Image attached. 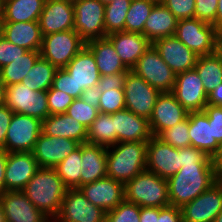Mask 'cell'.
<instances>
[{"label":"cell","mask_w":222,"mask_h":222,"mask_svg":"<svg viewBox=\"0 0 222 222\" xmlns=\"http://www.w3.org/2000/svg\"><path fill=\"white\" fill-rule=\"evenodd\" d=\"M140 207L125 199L111 211L106 212V222H140Z\"/></svg>","instance_id":"obj_41"},{"label":"cell","mask_w":222,"mask_h":222,"mask_svg":"<svg viewBox=\"0 0 222 222\" xmlns=\"http://www.w3.org/2000/svg\"><path fill=\"white\" fill-rule=\"evenodd\" d=\"M132 71L161 93L172 92L175 85V73L153 45L141 56Z\"/></svg>","instance_id":"obj_10"},{"label":"cell","mask_w":222,"mask_h":222,"mask_svg":"<svg viewBox=\"0 0 222 222\" xmlns=\"http://www.w3.org/2000/svg\"><path fill=\"white\" fill-rule=\"evenodd\" d=\"M218 180L215 163L184 165L168 181V198L171 206L181 208L193 201Z\"/></svg>","instance_id":"obj_1"},{"label":"cell","mask_w":222,"mask_h":222,"mask_svg":"<svg viewBox=\"0 0 222 222\" xmlns=\"http://www.w3.org/2000/svg\"><path fill=\"white\" fill-rule=\"evenodd\" d=\"M148 142H118L107 147V177L124 185L146 169ZM111 148V149H110Z\"/></svg>","instance_id":"obj_3"},{"label":"cell","mask_w":222,"mask_h":222,"mask_svg":"<svg viewBox=\"0 0 222 222\" xmlns=\"http://www.w3.org/2000/svg\"><path fill=\"white\" fill-rule=\"evenodd\" d=\"M189 114L188 117L175 124L170 129L162 131L157 137L166 144L171 145L174 148H184L191 146L189 137Z\"/></svg>","instance_id":"obj_40"},{"label":"cell","mask_w":222,"mask_h":222,"mask_svg":"<svg viewBox=\"0 0 222 222\" xmlns=\"http://www.w3.org/2000/svg\"><path fill=\"white\" fill-rule=\"evenodd\" d=\"M0 222H6V217H5V213L3 211V208L1 206V203H0Z\"/></svg>","instance_id":"obj_61"},{"label":"cell","mask_w":222,"mask_h":222,"mask_svg":"<svg viewBox=\"0 0 222 222\" xmlns=\"http://www.w3.org/2000/svg\"><path fill=\"white\" fill-rule=\"evenodd\" d=\"M219 50L222 52V33L219 35Z\"/></svg>","instance_id":"obj_66"},{"label":"cell","mask_w":222,"mask_h":222,"mask_svg":"<svg viewBox=\"0 0 222 222\" xmlns=\"http://www.w3.org/2000/svg\"><path fill=\"white\" fill-rule=\"evenodd\" d=\"M1 27H2V18L0 17V35H1Z\"/></svg>","instance_id":"obj_67"},{"label":"cell","mask_w":222,"mask_h":222,"mask_svg":"<svg viewBox=\"0 0 222 222\" xmlns=\"http://www.w3.org/2000/svg\"><path fill=\"white\" fill-rule=\"evenodd\" d=\"M87 143L110 147L117 144L114 119L110 114L99 113L87 129Z\"/></svg>","instance_id":"obj_36"},{"label":"cell","mask_w":222,"mask_h":222,"mask_svg":"<svg viewBox=\"0 0 222 222\" xmlns=\"http://www.w3.org/2000/svg\"><path fill=\"white\" fill-rule=\"evenodd\" d=\"M171 93L188 112L203 111L207 105V94L195 69L176 74Z\"/></svg>","instance_id":"obj_15"},{"label":"cell","mask_w":222,"mask_h":222,"mask_svg":"<svg viewBox=\"0 0 222 222\" xmlns=\"http://www.w3.org/2000/svg\"><path fill=\"white\" fill-rule=\"evenodd\" d=\"M207 105L222 107V83L207 94Z\"/></svg>","instance_id":"obj_57"},{"label":"cell","mask_w":222,"mask_h":222,"mask_svg":"<svg viewBox=\"0 0 222 222\" xmlns=\"http://www.w3.org/2000/svg\"><path fill=\"white\" fill-rule=\"evenodd\" d=\"M52 87L76 99V82L64 68L55 72Z\"/></svg>","instance_id":"obj_48"},{"label":"cell","mask_w":222,"mask_h":222,"mask_svg":"<svg viewBox=\"0 0 222 222\" xmlns=\"http://www.w3.org/2000/svg\"><path fill=\"white\" fill-rule=\"evenodd\" d=\"M162 4L177 18H194L195 0H164Z\"/></svg>","instance_id":"obj_45"},{"label":"cell","mask_w":222,"mask_h":222,"mask_svg":"<svg viewBox=\"0 0 222 222\" xmlns=\"http://www.w3.org/2000/svg\"><path fill=\"white\" fill-rule=\"evenodd\" d=\"M6 222H52L38 210L23 191H6L0 195Z\"/></svg>","instance_id":"obj_21"},{"label":"cell","mask_w":222,"mask_h":222,"mask_svg":"<svg viewBox=\"0 0 222 222\" xmlns=\"http://www.w3.org/2000/svg\"><path fill=\"white\" fill-rule=\"evenodd\" d=\"M28 50L10 41L0 35V68L12 63L16 58L23 56Z\"/></svg>","instance_id":"obj_47"},{"label":"cell","mask_w":222,"mask_h":222,"mask_svg":"<svg viewBox=\"0 0 222 222\" xmlns=\"http://www.w3.org/2000/svg\"><path fill=\"white\" fill-rule=\"evenodd\" d=\"M152 45L175 75L194 69L198 56L175 36L157 39Z\"/></svg>","instance_id":"obj_19"},{"label":"cell","mask_w":222,"mask_h":222,"mask_svg":"<svg viewBox=\"0 0 222 222\" xmlns=\"http://www.w3.org/2000/svg\"><path fill=\"white\" fill-rule=\"evenodd\" d=\"M194 69L202 80L206 94L222 83V52L198 56Z\"/></svg>","instance_id":"obj_33"},{"label":"cell","mask_w":222,"mask_h":222,"mask_svg":"<svg viewBox=\"0 0 222 222\" xmlns=\"http://www.w3.org/2000/svg\"><path fill=\"white\" fill-rule=\"evenodd\" d=\"M194 18L215 27V17L219 0H195Z\"/></svg>","instance_id":"obj_46"},{"label":"cell","mask_w":222,"mask_h":222,"mask_svg":"<svg viewBox=\"0 0 222 222\" xmlns=\"http://www.w3.org/2000/svg\"><path fill=\"white\" fill-rule=\"evenodd\" d=\"M177 18L160 2H157L145 21L143 35L153 43L155 40L174 36Z\"/></svg>","instance_id":"obj_31"},{"label":"cell","mask_w":222,"mask_h":222,"mask_svg":"<svg viewBox=\"0 0 222 222\" xmlns=\"http://www.w3.org/2000/svg\"><path fill=\"white\" fill-rule=\"evenodd\" d=\"M64 69L76 82V98H80L85 89L97 86L101 77L94 55L87 46Z\"/></svg>","instance_id":"obj_24"},{"label":"cell","mask_w":222,"mask_h":222,"mask_svg":"<svg viewBox=\"0 0 222 222\" xmlns=\"http://www.w3.org/2000/svg\"><path fill=\"white\" fill-rule=\"evenodd\" d=\"M39 166L32 152H11L5 169L6 191H22Z\"/></svg>","instance_id":"obj_22"},{"label":"cell","mask_w":222,"mask_h":222,"mask_svg":"<svg viewBox=\"0 0 222 222\" xmlns=\"http://www.w3.org/2000/svg\"><path fill=\"white\" fill-rule=\"evenodd\" d=\"M104 6L110 4L111 2H113L114 0H99Z\"/></svg>","instance_id":"obj_65"},{"label":"cell","mask_w":222,"mask_h":222,"mask_svg":"<svg viewBox=\"0 0 222 222\" xmlns=\"http://www.w3.org/2000/svg\"><path fill=\"white\" fill-rule=\"evenodd\" d=\"M214 222H222V211L215 217Z\"/></svg>","instance_id":"obj_62"},{"label":"cell","mask_w":222,"mask_h":222,"mask_svg":"<svg viewBox=\"0 0 222 222\" xmlns=\"http://www.w3.org/2000/svg\"><path fill=\"white\" fill-rule=\"evenodd\" d=\"M188 132L191 146L204 151L211 158L216 154L219 143L212 136V120L204 111L189 112Z\"/></svg>","instance_id":"obj_28"},{"label":"cell","mask_w":222,"mask_h":222,"mask_svg":"<svg viewBox=\"0 0 222 222\" xmlns=\"http://www.w3.org/2000/svg\"><path fill=\"white\" fill-rule=\"evenodd\" d=\"M115 48L122 63L132 70L152 43L142 34L126 31L113 32L106 36Z\"/></svg>","instance_id":"obj_25"},{"label":"cell","mask_w":222,"mask_h":222,"mask_svg":"<svg viewBox=\"0 0 222 222\" xmlns=\"http://www.w3.org/2000/svg\"><path fill=\"white\" fill-rule=\"evenodd\" d=\"M218 180L222 183V166L218 169Z\"/></svg>","instance_id":"obj_63"},{"label":"cell","mask_w":222,"mask_h":222,"mask_svg":"<svg viewBox=\"0 0 222 222\" xmlns=\"http://www.w3.org/2000/svg\"><path fill=\"white\" fill-rule=\"evenodd\" d=\"M140 222H157L159 207H140Z\"/></svg>","instance_id":"obj_55"},{"label":"cell","mask_w":222,"mask_h":222,"mask_svg":"<svg viewBox=\"0 0 222 222\" xmlns=\"http://www.w3.org/2000/svg\"><path fill=\"white\" fill-rule=\"evenodd\" d=\"M8 152L0 147V195H3L6 192L5 187V169L7 163Z\"/></svg>","instance_id":"obj_56"},{"label":"cell","mask_w":222,"mask_h":222,"mask_svg":"<svg viewBox=\"0 0 222 222\" xmlns=\"http://www.w3.org/2000/svg\"><path fill=\"white\" fill-rule=\"evenodd\" d=\"M86 42L75 30H66L43 36L40 56L57 69L65 68Z\"/></svg>","instance_id":"obj_6"},{"label":"cell","mask_w":222,"mask_h":222,"mask_svg":"<svg viewBox=\"0 0 222 222\" xmlns=\"http://www.w3.org/2000/svg\"><path fill=\"white\" fill-rule=\"evenodd\" d=\"M14 112L5 104L0 105V147L6 141L7 129L10 125Z\"/></svg>","instance_id":"obj_52"},{"label":"cell","mask_w":222,"mask_h":222,"mask_svg":"<svg viewBox=\"0 0 222 222\" xmlns=\"http://www.w3.org/2000/svg\"><path fill=\"white\" fill-rule=\"evenodd\" d=\"M125 109V94L123 89H113L101 93L99 113L111 114Z\"/></svg>","instance_id":"obj_43"},{"label":"cell","mask_w":222,"mask_h":222,"mask_svg":"<svg viewBox=\"0 0 222 222\" xmlns=\"http://www.w3.org/2000/svg\"><path fill=\"white\" fill-rule=\"evenodd\" d=\"M110 116L114 119V133L118 142H148L152 138L149 120L123 109Z\"/></svg>","instance_id":"obj_23"},{"label":"cell","mask_w":222,"mask_h":222,"mask_svg":"<svg viewBox=\"0 0 222 222\" xmlns=\"http://www.w3.org/2000/svg\"><path fill=\"white\" fill-rule=\"evenodd\" d=\"M154 1L162 3L164 0H154Z\"/></svg>","instance_id":"obj_69"},{"label":"cell","mask_w":222,"mask_h":222,"mask_svg":"<svg viewBox=\"0 0 222 222\" xmlns=\"http://www.w3.org/2000/svg\"><path fill=\"white\" fill-rule=\"evenodd\" d=\"M80 143L64 137H52L41 133L32 154L39 167L54 168L78 148Z\"/></svg>","instance_id":"obj_16"},{"label":"cell","mask_w":222,"mask_h":222,"mask_svg":"<svg viewBox=\"0 0 222 222\" xmlns=\"http://www.w3.org/2000/svg\"><path fill=\"white\" fill-rule=\"evenodd\" d=\"M4 104L14 113L29 115L41 121L50 115L47 92L30 90L21 83L5 87Z\"/></svg>","instance_id":"obj_7"},{"label":"cell","mask_w":222,"mask_h":222,"mask_svg":"<svg viewBox=\"0 0 222 222\" xmlns=\"http://www.w3.org/2000/svg\"><path fill=\"white\" fill-rule=\"evenodd\" d=\"M42 133V121L14 113L7 129L3 148L8 152H32L35 142Z\"/></svg>","instance_id":"obj_11"},{"label":"cell","mask_w":222,"mask_h":222,"mask_svg":"<svg viewBox=\"0 0 222 222\" xmlns=\"http://www.w3.org/2000/svg\"><path fill=\"white\" fill-rule=\"evenodd\" d=\"M5 97V86L2 80L0 79V105L4 104Z\"/></svg>","instance_id":"obj_60"},{"label":"cell","mask_w":222,"mask_h":222,"mask_svg":"<svg viewBox=\"0 0 222 222\" xmlns=\"http://www.w3.org/2000/svg\"><path fill=\"white\" fill-rule=\"evenodd\" d=\"M132 0H114L105 6V37L113 32L125 31V19Z\"/></svg>","instance_id":"obj_39"},{"label":"cell","mask_w":222,"mask_h":222,"mask_svg":"<svg viewBox=\"0 0 222 222\" xmlns=\"http://www.w3.org/2000/svg\"><path fill=\"white\" fill-rule=\"evenodd\" d=\"M125 200L139 207H160L170 205L168 181L157 174L144 170L124 185Z\"/></svg>","instance_id":"obj_4"},{"label":"cell","mask_w":222,"mask_h":222,"mask_svg":"<svg viewBox=\"0 0 222 222\" xmlns=\"http://www.w3.org/2000/svg\"><path fill=\"white\" fill-rule=\"evenodd\" d=\"M215 30L218 35L222 33V0L218 2V8L215 17Z\"/></svg>","instance_id":"obj_58"},{"label":"cell","mask_w":222,"mask_h":222,"mask_svg":"<svg viewBox=\"0 0 222 222\" xmlns=\"http://www.w3.org/2000/svg\"><path fill=\"white\" fill-rule=\"evenodd\" d=\"M86 46L93 53L101 76L129 71L107 37L90 40L86 42Z\"/></svg>","instance_id":"obj_30"},{"label":"cell","mask_w":222,"mask_h":222,"mask_svg":"<svg viewBox=\"0 0 222 222\" xmlns=\"http://www.w3.org/2000/svg\"><path fill=\"white\" fill-rule=\"evenodd\" d=\"M1 35L24 49L41 50L43 35L38 21L2 22Z\"/></svg>","instance_id":"obj_26"},{"label":"cell","mask_w":222,"mask_h":222,"mask_svg":"<svg viewBox=\"0 0 222 222\" xmlns=\"http://www.w3.org/2000/svg\"><path fill=\"white\" fill-rule=\"evenodd\" d=\"M53 222H106V212L88 201L79 189H67Z\"/></svg>","instance_id":"obj_12"},{"label":"cell","mask_w":222,"mask_h":222,"mask_svg":"<svg viewBox=\"0 0 222 222\" xmlns=\"http://www.w3.org/2000/svg\"><path fill=\"white\" fill-rule=\"evenodd\" d=\"M157 222H183L181 209L171 205L164 208L159 207Z\"/></svg>","instance_id":"obj_53"},{"label":"cell","mask_w":222,"mask_h":222,"mask_svg":"<svg viewBox=\"0 0 222 222\" xmlns=\"http://www.w3.org/2000/svg\"><path fill=\"white\" fill-rule=\"evenodd\" d=\"M101 92L98 86L90 87L82 92L80 98L90 106H94L99 109V99Z\"/></svg>","instance_id":"obj_54"},{"label":"cell","mask_w":222,"mask_h":222,"mask_svg":"<svg viewBox=\"0 0 222 222\" xmlns=\"http://www.w3.org/2000/svg\"><path fill=\"white\" fill-rule=\"evenodd\" d=\"M39 57L40 51L28 50L23 56L0 68V79L4 86L21 83Z\"/></svg>","instance_id":"obj_35"},{"label":"cell","mask_w":222,"mask_h":222,"mask_svg":"<svg viewBox=\"0 0 222 222\" xmlns=\"http://www.w3.org/2000/svg\"><path fill=\"white\" fill-rule=\"evenodd\" d=\"M156 3L154 0H132L125 19V31L143 35L145 21Z\"/></svg>","instance_id":"obj_38"},{"label":"cell","mask_w":222,"mask_h":222,"mask_svg":"<svg viewBox=\"0 0 222 222\" xmlns=\"http://www.w3.org/2000/svg\"><path fill=\"white\" fill-rule=\"evenodd\" d=\"M107 148L101 145L81 144L80 186L107 177Z\"/></svg>","instance_id":"obj_27"},{"label":"cell","mask_w":222,"mask_h":222,"mask_svg":"<svg viewBox=\"0 0 222 222\" xmlns=\"http://www.w3.org/2000/svg\"><path fill=\"white\" fill-rule=\"evenodd\" d=\"M42 133L52 137L87 142V127L66 113L52 114L42 121Z\"/></svg>","instance_id":"obj_29"},{"label":"cell","mask_w":222,"mask_h":222,"mask_svg":"<svg viewBox=\"0 0 222 222\" xmlns=\"http://www.w3.org/2000/svg\"><path fill=\"white\" fill-rule=\"evenodd\" d=\"M67 189L55 168L39 167L22 191L53 222Z\"/></svg>","instance_id":"obj_2"},{"label":"cell","mask_w":222,"mask_h":222,"mask_svg":"<svg viewBox=\"0 0 222 222\" xmlns=\"http://www.w3.org/2000/svg\"><path fill=\"white\" fill-rule=\"evenodd\" d=\"M180 160L182 166L194 163H214L204 151L193 146L180 148Z\"/></svg>","instance_id":"obj_49"},{"label":"cell","mask_w":222,"mask_h":222,"mask_svg":"<svg viewBox=\"0 0 222 222\" xmlns=\"http://www.w3.org/2000/svg\"><path fill=\"white\" fill-rule=\"evenodd\" d=\"M180 209L183 222H214L215 217L222 211V183L217 180Z\"/></svg>","instance_id":"obj_13"},{"label":"cell","mask_w":222,"mask_h":222,"mask_svg":"<svg viewBox=\"0 0 222 222\" xmlns=\"http://www.w3.org/2000/svg\"><path fill=\"white\" fill-rule=\"evenodd\" d=\"M81 144L55 168L62 182L68 189L80 187L81 176Z\"/></svg>","instance_id":"obj_37"},{"label":"cell","mask_w":222,"mask_h":222,"mask_svg":"<svg viewBox=\"0 0 222 222\" xmlns=\"http://www.w3.org/2000/svg\"><path fill=\"white\" fill-rule=\"evenodd\" d=\"M126 75L127 72L101 76L97 85L100 92L104 93L113 89H123Z\"/></svg>","instance_id":"obj_51"},{"label":"cell","mask_w":222,"mask_h":222,"mask_svg":"<svg viewBox=\"0 0 222 222\" xmlns=\"http://www.w3.org/2000/svg\"><path fill=\"white\" fill-rule=\"evenodd\" d=\"M56 71L57 68L53 64L40 56L21 84L36 92L48 91L52 87Z\"/></svg>","instance_id":"obj_34"},{"label":"cell","mask_w":222,"mask_h":222,"mask_svg":"<svg viewBox=\"0 0 222 222\" xmlns=\"http://www.w3.org/2000/svg\"><path fill=\"white\" fill-rule=\"evenodd\" d=\"M123 90L125 109L149 120L161 92L149 85L132 70L127 72Z\"/></svg>","instance_id":"obj_9"},{"label":"cell","mask_w":222,"mask_h":222,"mask_svg":"<svg viewBox=\"0 0 222 222\" xmlns=\"http://www.w3.org/2000/svg\"><path fill=\"white\" fill-rule=\"evenodd\" d=\"M46 0H4L2 22L38 21Z\"/></svg>","instance_id":"obj_32"},{"label":"cell","mask_w":222,"mask_h":222,"mask_svg":"<svg viewBox=\"0 0 222 222\" xmlns=\"http://www.w3.org/2000/svg\"><path fill=\"white\" fill-rule=\"evenodd\" d=\"M174 36L197 56L210 55L219 49L215 27L197 18L179 20Z\"/></svg>","instance_id":"obj_5"},{"label":"cell","mask_w":222,"mask_h":222,"mask_svg":"<svg viewBox=\"0 0 222 222\" xmlns=\"http://www.w3.org/2000/svg\"><path fill=\"white\" fill-rule=\"evenodd\" d=\"M188 114L189 112L171 92L161 93L149 118L152 136H158L162 131L170 129L175 124L185 120Z\"/></svg>","instance_id":"obj_17"},{"label":"cell","mask_w":222,"mask_h":222,"mask_svg":"<svg viewBox=\"0 0 222 222\" xmlns=\"http://www.w3.org/2000/svg\"><path fill=\"white\" fill-rule=\"evenodd\" d=\"M78 189L88 201L105 212L111 211L125 199L124 184L110 177L85 184Z\"/></svg>","instance_id":"obj_18"},{"label":"cell","mask_w":222,"mask_h":222,"mask_svg":"<svg viewBox=\"0 0 222 222\" xmlns=\"http://www.w3.org/2000/svg\"><path fill=\"white\" fill-rule=\"evenodd\" d=\"M47 92L50 115L66 113L75 98L51 87Z\"/></svg>","instance_id":"obj_44"},{"label":"cell","mask_w":222,"mask_h":222,"mask_svg":"<svg viewBox=\"0 0 222 222\" xmlns=\"http://www.w3.org/2000/svg\"><path fill=\"white\" fill-rule=\"evenodd\" d=\"M65 1H70V2L74 3V2L79 1V0H65Z\"/></svg>","instance_id":"obj_68"},{"label":"cell","mask_w":222,"mask_h":222,"mask_svg":"<svg viewBox=\"0 0 222 222\" xmlns=\"http://www.w3.org/2000/svg\"><path fill=\"white\" fill-rule=\"evenodd\" d=\"M73 7L74 30L85 42L105 37V6L99 0H79Z\"/></svg>","instance_id":"obj_8"},{"label":"cell","mask_w":222,"mask_h":222,"mask_svg":"<svg viewBox=\"0 0 222 222\" xmlns=\"http://www.w3.org/2000/svg\"><path fill=\"white\" fill-rule=\"evenodd\" d=\"M203 111L208 119L212 120V136L220 144L222 141V107L206 105Z\"/></svg>","instance_id":"obj_50"},{"label":"cell","mask_w":222,"mask_h":222,"mask_svg":"<svg viewBox=\"0 0 222 222\" xmlns=\"http://www.w3.org/2000/svg\"><path fill=\"white\" fill-rule=\"evenodd\" d=\"M212 160L215 163L217 169H219L222 166V141L219 144L218 151L212 157Z\"/></svg>","instance_id":"obj_59"},{"label":"cell","mask_w":222,"mask_h":222,"mask_svg":"<svg viewBox=\"0 0 222 222\" xmlns=\"http://www.w3.org/2000/svg\"><path fill=\"white\" fill-rule=\"evenodd\" d=\"M3 6H4V0H0V17H2L3 14Z\"/></svg>","instance_id":"obj_64"},{"label":"cell","mask_w":222,"mask_h":222,"mask_svg":"<svg viewBox=\"0 0 222 222\" xmlns=\"http://www.w3.org/2000/svg\"><path fill=\"white\" fill-rule=\"evenodd\" d=\"M38 22L43 36L74 30L73 3L65 0H46Z\"/></svg>","instance_id":"obj_20"},{"label":"cell","mask_w":222,"mask_h":222,"mask_svg":"<svg viewBox=\"0 0 222 222\" xmlns=\"http://www.w3.org/2000/svg\"><path fill=\"white\" fill-rule=\"evenodd\" d=\"M66 114L78 120L81 124L88 127L93 123L99 114L98 108L90 106L81 98H76L69 105Z\"/></svg>","instance_id":"obj_42"},{"label":"cell","mask_w":222,"mask_h":222,"mask_svg":"<svg viewBox=\"0 0 222 222\" xmlns=\"http://www.w3.org/2000/svg\"><path fill=\"white\" fill-rule=\"evenodd\" d=\"M181 167L180 148H174L157 136H152L147 144L146 170L168 179Z\"/></svg>","instance_id":"obj_14"}]
</instances>
